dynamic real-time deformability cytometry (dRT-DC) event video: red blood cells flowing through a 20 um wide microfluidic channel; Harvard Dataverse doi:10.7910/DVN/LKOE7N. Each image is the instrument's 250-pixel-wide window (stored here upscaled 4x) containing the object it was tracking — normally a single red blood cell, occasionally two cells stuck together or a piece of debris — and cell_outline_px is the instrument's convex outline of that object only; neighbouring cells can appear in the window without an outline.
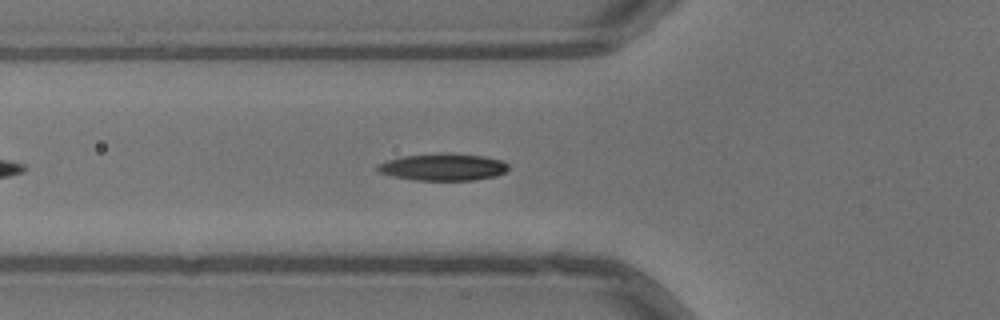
{"species": "common noctule bat (a hibernating species)", "species_latin": "Nyctalus noctula", "temperature_condition": "warm", "stored_images_in_passage": 18, "camera_frame_rate_fps": 3000, "um_per_image_px": 0.085, "animal": {"sex": "male", "body_mass_g": 13.3}, "frame": {"image": 1, "passage_image": 8, "time_ms": 2.333, "image_size_px": [1000, 320], "cell_outline_px": [[508, 168], [504, 172], [496, 176], [476, 180], [416, 180], [392, 176], [380, 172], [376, 168], [376, 164], [388, 160], [404, 156], [484, 156], [504, 160], [508, 164]], "centroid_in_image_um": [37.68, 14.25], "position_along_channel_um": 88.1, "area_um2": 19.59}}
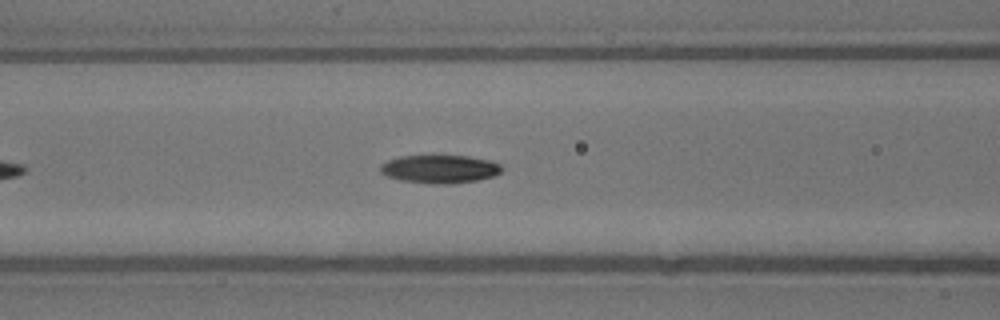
{"frame": {"image": 2, "passage_image": 11, "time_ms": 3.333, "image_size_px": [1000, 320], "cell_outline_px": [[500, 172], [496, 176], [476, 180], [452, 184], [432, 184], [400, 180], [384, 176], [380, 172], [380, 164], [388, 160], [400, 156], [468, 156], [492, 160], [500, 164]], "centroid_in_image_um": [37.36, 14.37], "position_along_channel_um": 129.2, "area_um2": 20.11}}